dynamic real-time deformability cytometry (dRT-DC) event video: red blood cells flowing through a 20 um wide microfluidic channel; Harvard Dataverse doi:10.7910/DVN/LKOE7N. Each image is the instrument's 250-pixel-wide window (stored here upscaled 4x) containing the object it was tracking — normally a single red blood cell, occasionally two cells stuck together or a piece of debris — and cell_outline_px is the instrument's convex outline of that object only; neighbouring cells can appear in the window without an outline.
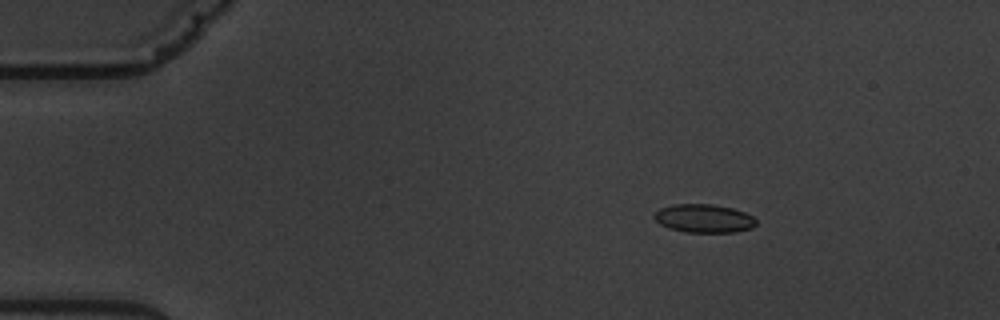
{"species": "common noctule bat (a hibernating species)", "species_latin": "Nyctalus noctula", "temperature_condition": "warm", "stored_images_in_passage": 3, "camera_frame_rate_fps": 3000, "um_per_image_px": 0.085, "animal": {"sex": "male", "body_mass_g": 19.5, "forearm_length_mm": 54.6}, "frame": {"image": 1, "passage_image": 1, "time_ms": 0.0, "image_size_px": [1000, 320], "cell_outline_px": [[756, 224], [752, 228], [736, 232], [688, 232], [668, 228], [660, 224], [652, 216], [660, 208], [672, 204], [712, 204], [732, 208], [744, 212], [752, 216], [756, 220]], "centroid_in_image_um": [59.82, 18.56], "position_along_channel_um": 25.2, "area_um2": 16.88}}